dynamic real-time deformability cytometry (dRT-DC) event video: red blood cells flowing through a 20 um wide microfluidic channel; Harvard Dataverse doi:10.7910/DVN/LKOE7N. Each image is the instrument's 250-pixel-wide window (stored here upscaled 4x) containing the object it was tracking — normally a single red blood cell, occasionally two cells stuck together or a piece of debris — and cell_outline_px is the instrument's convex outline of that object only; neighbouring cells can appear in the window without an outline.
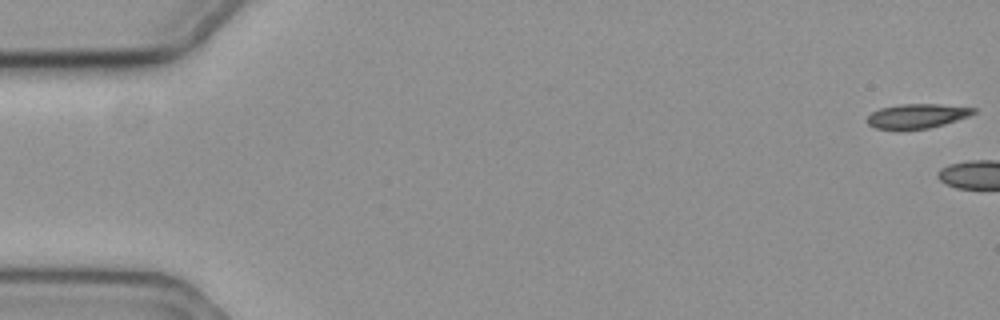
{"species": "common noctule bat (a hibernating species)", "species_latin": "Nyctalus noctula", "temperature_condition": "cold", "stored_images_in_passage": 5, "camera_frame_rate_fps": 3000, "um_per_image_px": 0.085, "animal": {"sex": "female", "body_mass_g": 19.3, "forearm_length_mm": 54.1}, "frame": {"image": 1, "passage_image": 1, "time_ms": 0.0, "image_size_px": [1000, 320], "cell_outline_px": [[976, 112], [968, 116], [944, 124], [928, 128], [876, 128], [868, 124], [868, 116], [872, 112], [880, 108], [900, 104], [936, 104], [976, 108]], "centroid_in_image_um": [77.96, 9.84], "position_along_channel_um": 7.0, "area_um2": 14.68}}